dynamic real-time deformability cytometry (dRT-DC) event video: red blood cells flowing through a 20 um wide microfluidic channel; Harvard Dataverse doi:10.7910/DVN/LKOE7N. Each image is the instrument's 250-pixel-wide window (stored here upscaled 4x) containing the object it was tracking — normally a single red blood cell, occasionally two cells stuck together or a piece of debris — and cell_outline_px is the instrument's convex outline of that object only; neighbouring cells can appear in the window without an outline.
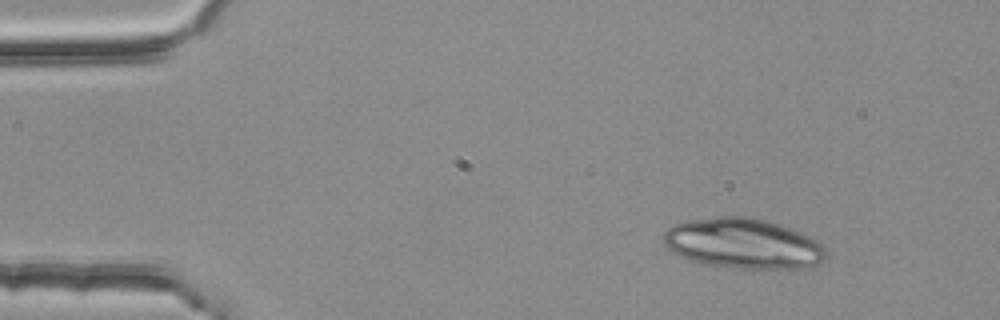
{"species": "common noctule bat (a hibernating species)", "species_latin": "Nyctalus noctula", "temperature_condition": "room temperature", "stored_images_in_passage": 2, "camera_frame_rate_fps": 3000, "um_per_image_px": 0.085, "animal": {"sex": "female", "body_mass_g": 25.1}, "frame": {"image": 1, "passage_image": 1, "time_ms": 0.0, "image_size_px": [1000, 320], "cell_outline_px": [[828, 256], [816, 264], [804, 268], [740, 268], [708, 264], [688, 260], [672, 252], [664, 244], [660, 236], [668, 228], [676, 224], [688, 220], [716, 216], [748, 216], [768, 220], [812, 236], [828, 252]], "centroid_in_image_um": [63.15, 20.68], "position_along_channel_um": 21.8, "area_um2": 47.8}}